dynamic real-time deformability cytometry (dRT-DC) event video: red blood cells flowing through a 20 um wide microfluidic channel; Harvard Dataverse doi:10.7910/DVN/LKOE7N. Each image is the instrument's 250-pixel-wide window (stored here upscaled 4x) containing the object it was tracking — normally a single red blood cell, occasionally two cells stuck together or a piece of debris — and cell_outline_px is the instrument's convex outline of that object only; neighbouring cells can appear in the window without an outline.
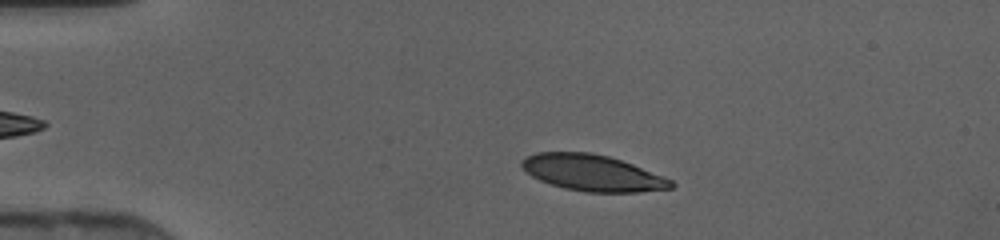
{"species": "human", "species_latin": "Homo sapiens", "temperature_condition": "cold", "stored_images_in_passage": 43, "camera_frame_rate_fps": 3000, "um_per_image_px": 0.085, "donor": {"sex": "female"}, "frame": {"image": 1, "passage_image": 7, "time_ms": 2.0, "image_size_px": [1000, 240], "cell_outline_px": [[676, 184], [672, 188], [640, 192], [584, 192], [564, 188], [540, 180], [532, 176], [520, 164], [520, 160], [524, 156], [536, 152], [592, 152], [608, 156], [632, 164], [664, 176], [672, 180]], "centroid_in_image_um": [50.36, 14.69], "position_along_channel_um": 34.6, "area_um2": 31.56}}
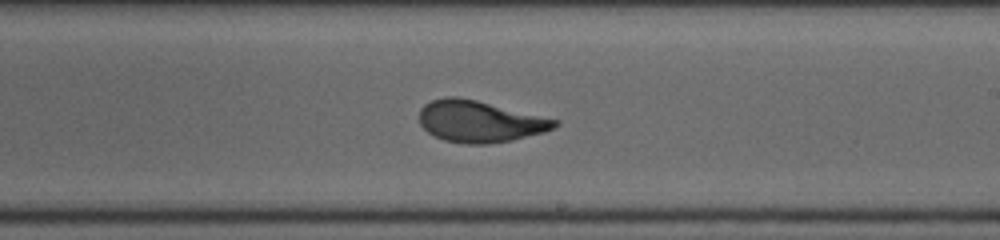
{"frame": {"image": 2, "passage_image": 25, "time_ms": 8.0, "image_size_px": [1000, 240], "cell_outline_px": [[560, 124], [544, 132], [512, 140], [488, 144], [468, 144], [444, 140], [428, 132], [420, 124], [420, 108], [424, 104], [432, 100], [448, 96], [456, 96], [476, 100], [560, 120]], "centroid_in_image_um": [40.78, 10.32], "position_along_channel_um": 248.2, "area_um2": 32.66}}
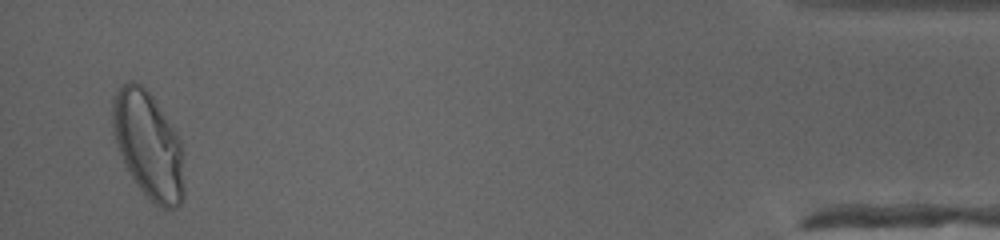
{"frame": {"image": 3, "passage_image": 42, "time_ms": 13.667, "image_size_px": [1000, 240], "cell_outline_px": [[184, 196], [180, 204], [176, 208], [160, 208], [148, 200], [136, 184], [124, 164], [116, 144], [112, 132], [112, 96], [128, 80], [132, 80], [140, 84], [152, 96], [180, 140], [184, 188]], "centroid_in_image_um": [12.58, 12.37], "position_along_channel_um": 422.6, "area_um2": 44.45}}